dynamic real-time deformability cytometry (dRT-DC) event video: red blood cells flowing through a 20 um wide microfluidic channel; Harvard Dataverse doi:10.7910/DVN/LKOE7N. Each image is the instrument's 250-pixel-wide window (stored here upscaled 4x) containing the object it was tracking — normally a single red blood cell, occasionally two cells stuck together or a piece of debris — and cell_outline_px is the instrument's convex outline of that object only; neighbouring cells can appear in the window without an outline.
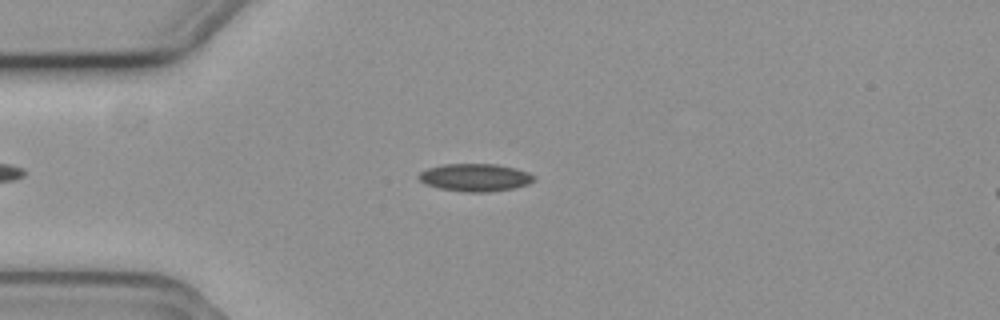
{"species": "common noctule bat (a hibernating species)", "species_latin": "Nyctalus noctula", "temperature_condition": "cold", "stored_images_in_passage": 13, "camera_frame_rate_fps": 3000, "um_per_image_px": 0.085, "animal": {"sex": "female", "body_mass_g": 19.3, "forearm_length_mm": 54.1}, "frame": {"image": 1, "passage_image": 2, "time_ms": 0.333, "image_size_px": [1000, 320], "cell_outline_px": [[536, 180], [528, 184], [512, 188], [488, 192], [468, 192], [440, 188], [424, 184], [416, 176], [420, 172], [428, 168], [444, 164], [496, 164], [516, 168], [528, 172], [536, 176]], "centroid_in_image_um": [40.4, 15.08], "position_along_channel_um": 44.6, "area_um2": 18.61}}
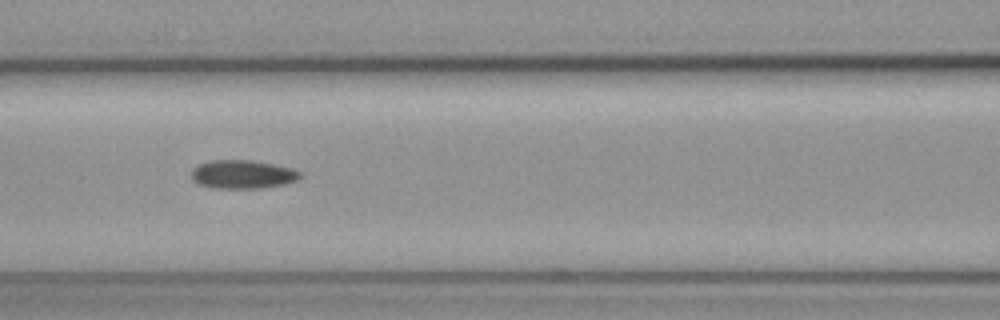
{"frame": {"image": 2, "passage_image": 5, "time_ms": 1.333, "image_size_px": [1000, 320], "cell_outline_px": [[304, 176], [296, 180], [284, 184], [260, 188], [212, 188], [200, 184], [192, 180], [192, 168], [200, 164], [212, 160], [252, 160], [292, 168], [300, 172]], "centroid_in_image_um": [20.63, 14.82], "position_along_channel_um": 146.0, "area_um2": 18.03}}
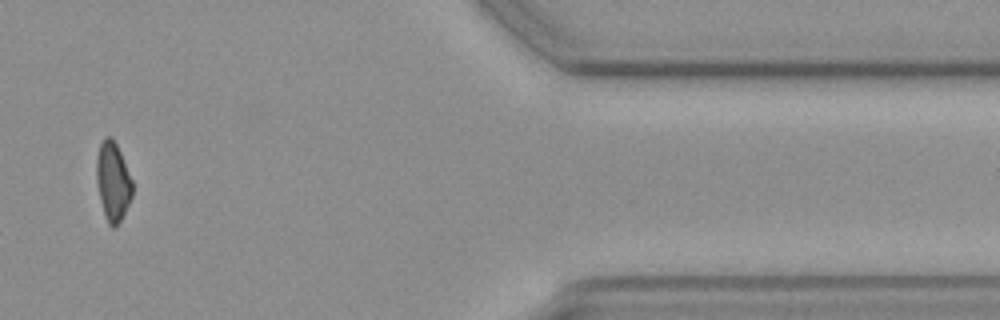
{"frame": {"image": 3, "passage_image": 11, "time_ms": 3.333, "image_size_px": [1000, 320], "cell_outline_px": [[132, 196], [116, 228], [112, 228], [108, 224], [104, 216], [96, 184], [96, 156], [100, 144], [104, 136], [112, 136], [120, 152], [132, 180]], "centroid_in_image_um": [9.56, 15.42], "position_along_channel_um": 401.8, "area_um2": 16.59}}